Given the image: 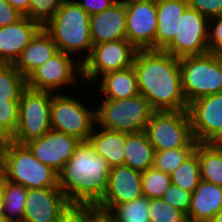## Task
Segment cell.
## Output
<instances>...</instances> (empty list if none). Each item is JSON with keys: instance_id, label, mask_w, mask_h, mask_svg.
I'll return each mask as SVG.
<instances>
[{"instance_id": "1", "label": "cell", "mask_w": 222, "mask_h": 222, "mask_svg": "<svg viewBox=\"0 0 222 222\" xmlns=\"http://www.w3.org/2000/svg\"><path fill=\"white\" fill-rule=\"evenodd\" d=\"M133 67L139 93L148 100L153 111L188 110L179 58L164 50L138 49Z\"/></svg>"}, {"instance_id": "2", "label": "cell", "mask_w": 222, "mask_h": 222, "mask_svg": "<svg viewBox=\"0 0 222 222\" xmlns=\"http://www.w3.org/2000/svg\"><path fill=\"white\" fill-rule=\"evenodd\" d=\"M111 167L92 144L80 141L73 156L58 172V184L69 203L96 206L104 197Z\"/></svg>"}, {"instance_id": "3", "label": "cell", "mask_w": 222, "mask_h": 222, "mask_svg": "<svg viewBox=\"0 0 222 222\" xmlns=\"http://www.w3.org/2000/svg\"><path fill=\"white\" fill-rule=\"evenodd\" d=\"M43 28L56 43L59 51L73 57L74 54L75 57H81L84 52L81 63L89 57L93 46L90 15L74 0H65Z\"/></svg>"}, {"instance_id": "4", "label": "cell", "mask_w": 222, "mask_h": 222, "mask_svg": "<svg viewBox=\"0 0 222 222\" xmlns=\"http://www.w3.org/2000/svg\"><path fill=\"white\" fill-rule=\"evenodd\" d=\"M1 175L27 189L59 187L58 172L35 158L26 144L10 139L2 147Z\"/></svg>"}, {"instance_id": "5", "label": "cell", "mask_w": 222, "mask_h": 222, "mask_svg": "<svg viewBox=\"0 0 222 222\" xmlns=\"http://www.w3.org/2000/svg\"><path fill=\"white\" fill-rule=\"evenodd\" d=\"M184 97L188 103L222 93V55L208 52L179 59Z\"/></svg>"}, {"instance_id": "6", "label": "cell", "mask_w": 222, "mask_h": 222, "mask_svg": "<svg viewBox=\"0 0 222 222\" xmlns=\"http://www.w3.org/2000/svg\"><path fill=\"white\" fill-rule=\"evenodd\" d=\"M98 103L96 125L127 134L145 131L153 112L141 94L128 99H99Z\"/></svg>"}, {"instance_id": "7", "label": "cell", "mask_w": 222, "mask_h": 222, "mask_svg": "<svg viewBox=\"0 0 222 222\" xmlns=\"http://www.w3.org/2000/svg\"><path fill=\"white\" fill-rule=\"evenodd\" d=\"M145 133L154 151L196 148L188 110L153 111Z\"/></svg>"}, {"instance_id": "8", "label": "cell", "mask_w": 222, "mask_h": 222, "mask_svg": "<svg viewBox=\"0 0 222 222\" xmlns=\"http://www.w3.org/2000/svg\"><path fill=\"white\" fill-rule=\"evenodd\" d=\"M53 93L50 116L51 129L68 134L80 141L89 140L96 125V109L86 107L82 99L67 95L68 92ZM83 101V102H82Z\"/></svg>"}, {"instance_id": "9", "label": "cell", "mask_w": 222, "mask_h": 222, "mask_svg": "<svg viewBox=\"0 0 222 222\" xmlns=\"http://www.w3.org/2000/svg\"><path fill=\"white\" fill-rule=\"evenodd\" d=\"M53 93L26 88L19 100L18 127L10 139L26 144L51 130L50 108Z\"/></svg>"}, {"instance_id": "10", "label": "cell", "mask_w": 222, "mask_h": 222, "mask_svg": "<svg viewBox=\"0 0 222 222\" xmlns=\"http://www.w3.org/2000/svg\"><path fill=\"white\" fill-rule=\"evenodd\" d=\"M80 60L81 58L76 61L73 56L59 51L26 78L27 88L58 93L68 85L72 88L78 82L84 84Z\"/></svg>"}, {"instance_id": "11", "label": "cell", "mask_w": 222, "mask_h": 222, "mask_svg": "<svg viewBox=\"0 0 222 222\" xmlns=\"http://www.w3.org/2000/svg\"><path fill=\"white\" fill-rule=\"evenodd\" d=\"M137 51L127 39L94 44L89 57L82 63L84 84L92 86L104 73L133 66Z\"/></svg>"}, {"instance_id": "12", "label": "cell", "mask_w": 222, "mask_h": 222, "mask_svg": "<svg viewBox=\"0 0 222 222\" xmlns=\"http://www.w3.org/2000/svg\"><path fill=\"white\" fill-rule=\"evenodd\" d=\"M208 29L209 19L187 7L177 22L176 36L164 51L179 59L208 53Z\"/></svg>"}, {"instance_id": "13", "label": "cell", "mask_w": 222, "mask_h": 222, "mask_svg": "<svg viewBox=\"0 0 222 222\" xmlns=\"http://www.w3.org/2000/svg\"><path fill=\"white\" fill-rule=\"evenodd\" d=\"M194 139L213 143L222 135V93L199 98L188 106Z\"/></svg>"}, {"instance_id": "14", "label": "cell", "mask_w": 222, "mask_h": 222, "mask_svg": "<svg viewBox=\"0 0 222 222\" xmlns=\"http://www.w3.org/2000/svg\"><path fill=\"white\" fill-rule=\"evenodd\" d=\"M141 176V172L126 165L111 168L107 191L95 206L98 216L101 217L111 206L131 202L143 196Z\"/></svg>"}, {"instance_id": "15", "label": "cell", "mask_w": 222, "mask_h": 222, "mask_svg": "<svg viewBox=\"0 0 222 222\" xmlns=\"http://www.w3.org/2000/svg\"><path fill=\"white\" fill-rule=\"evenodd\" d=\"M157 32L156 0L126 7V39L137 49H154Z\"/></svg>"}, {"instance_id": "16", "label": "cell", "mask_w": 222, "mask_h": 222, "mask_svg": "<svg viewBox=\"0 0 222 222\" xmlns=\"http://www.w3.org/2000/svg\"><path fill=\"white\" fill-rule=\"evenodd\" d=\"M80 140L68 134L49 130L43 137L26 143L35 158L59 172L73 156Z\"/></svg>"}, {"instance_id": "17", "label": "cell", "mask_w": 222, "mask_h": 222, "mask_svg": "<svg viewBox=\"0 0 222 222\" xmlns=\"http://www.w3.org/2000/svg\"><path fill=\"white\" fill-rule=\"evenodd\" d=\"M23 222H55L69 203L59 187L27 189Z\"/></svg>"}, {"instance_id": "18", "label": "cell", "mask_w": 222, "mask_h": 222, "mask_svg": "<svg viewBox=\"0 0 222 222\" xmlns=\"http://www.w3.org/2000/svg\"><path fill=\"white\" fill-rule=\"evenodd\" d=\"M43 26L23 16L16 23L0 27V63L14 64Z\"/></svg>"}, {"instance_id": "19", "label": "cell", "mask_w": 222, "mask_h": 222, "mask_svg": "<svg viewBox=\"0 0 222 222\" xmlns=\"http://www.w3.org/2000/svg\"><path fill=\"white\" fill-rule=\"evenodd\" d=\"M90 34L94 44L126 39V7L114 3L90 16Z\"/></svg>"}, {"instance_id": "20", "label": "cell", "mask_w": 222, "mask_h": 222, "mask_svg": "<svg viewBox=\"0 0 222 222\" xmlns=\"http://www.w3.org/2000/svg\"><path fill=\"white\" fill-rule=\"evenodd\" d=\"M222 210V187L201 180L191 195L188 222H209Z\"/></svg>"}, {"instance_id": "21", "label": "cell", "mask_w": 222, "mask_h": 222, "mask_svg": "<svg viewBox=\"0 0 222 222\" xmlns=\"http://www.w3.org/2000/svg\"><path fill=\"white\" fill-rule=\"evenodd\" d=\"M59 52L51 36L42 28L13 64L27 78L36 68Z\"/></svg>"}, {"instance_id": "22", "label": "cell", "mask_w": 222, "mask_h": 222, "mask_svg": "<svg viewBox=\"0 0 222 222\" xmlns=\"http://www.w3.org/2000/svg\"><path fill=\"white\" fill-rule=\"evenodd\" d=\"M155 50H164L176 36L177 22L188 7L187 0H156Z\"/></svg>"}, {"instance_id": "23", "label": "cell", "mask_w": 222, "mask_h": 222, "mask_svg": "<svg viewBox=\"0 0 222 222\" xmlns=\"http://www.w3.org/2000/svg\"><path fill=\"white\" fill-rule=\"evenodd\" d=\"M95 83L99 85L100 97L104 95L102 99H128L140 94L137 74L133 66L104 73Z\"/></svg>"}, {"instance_id": "24", "label": "cell", "mask_w": 222, "mask_h": 222, "mask_svg": "<svg viewBox=\"0 0 222 222\" xmlns=\"http://www.w3.org/2000/svg\"><path fill=\"white\" fill-rule=\"evenodd\" d=\"M88 141L96 154L102 156L111 168L124 165L125 133L100 127L98 129L95 125Z\"/></svg>"}, {"instance_id": "25", "label": "cell", "mask_w": 222, "mask_h": 222, "mask_svg": "<svg viewBox=\"0 0 222 222\" xmlns=\"http://www.w3.org/2000/svg\"><path fill=\"white\" fill-rule=\"evenodd\" d=\"M154 152L145 131L125 133L124 165L141 173L145 172L153 166Z\"/></svg>"}, {"instance_id": "26", "label": "cell", "mask_w": 222, "mask_h": 222, "mask_svg": "<svg viewBox=\"0 0 222 222\" xmlns=\"http://www.w3.org/2000/svg\"><path fill=\"white\" fill-rule=\"evenodd\" d=\"M0 194L3 202L2 214L9 222H23L27 188L0 175Z\"/></svg>"}, {"instance_id": "27", "label": "cell", "mask_w": 222, "mask_h": 222, "mask_svg": "<svg viewBox=\"0 0 222 222\" xmlns=\"http://www.w3.org/2000/svg\"><path fill=\"white\" fill-rule=\"evenodd\" d=\"M150 199L144 195L117 206H111L101 217L107 222H150Z\"/></svg>"}, {"instance_id": "28", "label": "cell", "mask_w": 222, "mask_h": 222, "mask_svg": "<svg viewBox=\"0 0 222 222\" xmlns=\"http://www.w3.org/2000/svg\"><path fill=\"white\" fill-rule=\"evenodd\" d=\"M195 151L200 163L201 180L222 187V153L213 143H199Z\"/></svg>"}, {"instance_id": "29", "label": "cell", "mask_w": 222, "mask_h": 222, "mask_svg": "<svg viewBox=\"0 0 222 222\" xmlns=\"http://www.w3.org/2000/svg\"><path fill=\"white\" fill-rule=\"evenodd\" d=\"M171 183L193 193L201 182V172L198 154L195 151L171 174Z\"/></svg>"}, {"instance_id": "30", "label": "cell", "mask_w": 222, "mask_h": 222, "mask_svg": "<svg viewBox=\"0 0 222 222\" xmlns=\"http://www.w3.org/2000/svg\"><path fill=\"white\" fill-rule=\"evenodd\" d=\"M26 88V78L13 64L0 63V98H20Z\"/></svg>"}, {"instance_id": "31", "label": "cell", "mask_w": 222, "mask_h": 222, "mask_svg": "<svg viewBox=\"0 0 222 222\" xmlns=\"http://www.w3.org/2000/svg\"><path fill=\"white\" fill-rule=\"evenodd\" d=\"M170 184V174L153 167L142 172L141 185L143 195L149 199L162 198Z\"/></svg>"}, {"instance_id": "32", "label": "cell", "mask_w": 222, "mask_h": 222, "mask_svg": "<svg viewBox=\"0 0 222 222\" xmlns=\"http://www.w3.org/2000/svg\"><path fill=\"white\" fill-rule=\"evenodd\" d=\"M20 98H0V137L11 139L18 127Z\"/></svg>"}, {"instance_id": "33", "label": "cell", "mask_w": 222, "mask_h": 222, "mask_svg": "<svg viewBox=\"0 0 222 222\" xmlns=\"http://www.w3.org/2000/svg\"><path fill=\"white\" fill-rule=\"evenodd\" d=\"M196 148H175L164 151H155L153 168L171 174L187 158H189Z\"/></svg>"}, {"instance_id": "34", "label": "cell", "mask_w": 222, "mask_h": 222, "mask_svg": "<svg viewBox=\"0 0 222 222\" xmlns=\"http://www.w3.org/2000/svg\"><path fill=\"white\" fill-rule=\"evenodd\" d=\"M150 222H188L184 212L165 202L162 198L150 199Z\"/></svg>"}, {"instance_id": "35", "label": "cell", "mask_w": 222, "mask_h": 222, "mask_svg": "<svg viewBox=\"0 0 222 222\" xmlns=\"http://www.w3.org/2000/svg\"><path fill=\"white\" fill-rule=\"evenodd\" d=\"M98 217L94 205L87 203H68L55 222H93Z\"/></svg>"}, {"instance_id": "36", "label": "cell", "mask_w": 222, "mask_h": 222, "mask_svg": "<svg viewBox=\"0 0 222 222\" xmlns=\"http://www.w3.org/2000/svg\"><path fill=\"white\" fill-rule=\"evenodd\" d=\"M65 0H30L29 19L44 26L58 11Z\"/></svg>"}, {"instance_id": "37", "label": "cell", "mask_w": 222, "mask_h": 222, "mask_svg": "<svg viewBox=\"0 0 222 222\" xmlns=\"http://www.w3.org/2000/svg\"><path fill=\"white\" fill-rule=\"evenodd\" d=\"M191 195V192L185 191L184 189L171 183L169 188L164 193L162 199L187 215L190 206Z\"/></svg>"}, {"instance_id": "38", "label": "cell", "mask_w": 222, "mask_h": 222, "mask_svg": "<svg viewBox=\"0 0 222 222\" xmlns=\"http://www.w3.org/2000/svg\"><path fill=\"white\" fill-rule=\"evenodd\" d=\"M188 7L208 19L222 16V0H187Z\"/></svg>"}, {"instance_id": "39", "label": "cell", "mask_w": 222, "mask_h": 222, "mask_svg": "<svg viewBox=\"0 0 222 222\" xmlns=\"http://www.w3.org/2000/svg\"><path fill=\"white\" fill-rule=\"evenodd\" d=\"M208 48L209 52L222 55V16L209 19Z\"/></svg>"}, {"instance_id": "40", "label": "cell", "mask_w": 222, "mask_h": 222, "mask_svg": "<svg viewBox=\"0 0 222 222\" xmlns=\"http://www.w3.org/2000/svg\"><path fill=\"white\" fill-rule=\"evenodd\" d=\"M23 17L7 0H0V27L16 23Z\"/></svg>"}, {"instance_id": "41", "label": "cell", "mask_w": 222, "mask_h": 222, "mask_svg": "<svg viewBox=\"0 0 222 222\" xmlns=\"http://www.w3.org/2000/svg\"><path fill=\"white\" fill-rule=\"evenodd\" d=\"M90 16L104 11L115 3L114 0H74Z\"/></svg>"}, {"instance_id": "42", "label": "cell", "mask_w": 222, "mask_h": 222, "mask_svg": "<svg viewBox=\"0 0 222 222\" xmlns=\"http://www.w3.org/2000/svg\"><path fill=\"white\" fill-rule=\"evenodd\" d=\"M8 3L23 16L29 17L30 0H7Z\"/></svg>"}, {"instance_id": "43", "label": "cell", "mask_w": 222, "mask_h": 222, "mask_svg": "<svg viewBox=\"0 0 222 222\" xmlns=\"http://www.w3.org/2000/svg\"><path fill=\"white\" fill-rule=\"evenodd\" d=\"M116 3H119L125 7L139 2H146V1H152V0H114Z\"/></svg>"}, {"instance_id": "44", "label": "cell", "mask_w": 222, "mask_h": 222, "mask_svg": "<svg viewBox=\"0 0 222 222\" xmlns=\"http://www.w3.org/2000/svg\"><path fill=\"white\" fill-rule=\"evenodd\" d=\"M209 222H222V210H220Z\"/></svg>"}, {"instance_id": "45", "label": "cell", "mask_w": 222, "mask_h": 222, "mask_svg": "<svg viewBox=\"0 0 222 222\" xmlns=\"http://www.w3.org/2000/svg\"><path fill=\"white\" fill-rule=\"evenodd\" d=\"M4 139L2 137H0V174H1V163H2V147L4 144Z\"/></svg>"}, {"instance_id": "46", "label": "cell", "mask_w": 222, "mask_h": 222, "mask_svg": "<svg viewBox=\"0 0 222 222\" xmlns=\"http://www.w3.org/2000/svg\"><path fill=\"white\" fill-rule=\"evenodd\" d=\"M213 144L221 151L222 153V142H213Z\"/></svg>"}, {"instance_id": "47", "label": "cell", "mask_w": 222, "mask_h": 222, "mask_svg": "<svg viewBox=\"0 0 222 222\" xmlns=\"http://www.w3.org/2000/svg\"><path fill=\"white\" fill-rule=\"evenodd\" d=\"M93 222H107L103 217L98 216Z\"/></svg>"}, {"instance_id": "48", "label": "cell", "mask_w": 222, "mask_h": 222, "mask_svg": "<svg viewBox=\"0 0 222 222\" xmlns=\"http://www.w3.org/2000/svg\"><path fill=\"white\" fill-rule=\"evenodd\" d=\"M0 222H9V221L3 214H0Z\"/></svg>"}, {"instance_id": "49", "label": "cell", "mask_w": 222, "mask_h": 222, "mask_svg": "<svg viewBox=\"0 0 222 222\" xmlns=\"http://www.w3.org/2000/svg\"><path fill=\"white\" fill-rule=\"evenodd\" d=\"M2 205H3V202H2V197L0 194V214H2Z\"/></svg>"}, {"instance_id": "50", "label": "cell", "mask_w": 222, "mask_h": 222, "mask_svg": "<svg viewBox=\"0 0 222 222\" xmlns=\"http://www.w3.org/2000/svg\"><path fill=\"white\" fill-rule=\"evenodd\" d=\"M215 142H222V135Z\"/></svg>"}]
</instances>
